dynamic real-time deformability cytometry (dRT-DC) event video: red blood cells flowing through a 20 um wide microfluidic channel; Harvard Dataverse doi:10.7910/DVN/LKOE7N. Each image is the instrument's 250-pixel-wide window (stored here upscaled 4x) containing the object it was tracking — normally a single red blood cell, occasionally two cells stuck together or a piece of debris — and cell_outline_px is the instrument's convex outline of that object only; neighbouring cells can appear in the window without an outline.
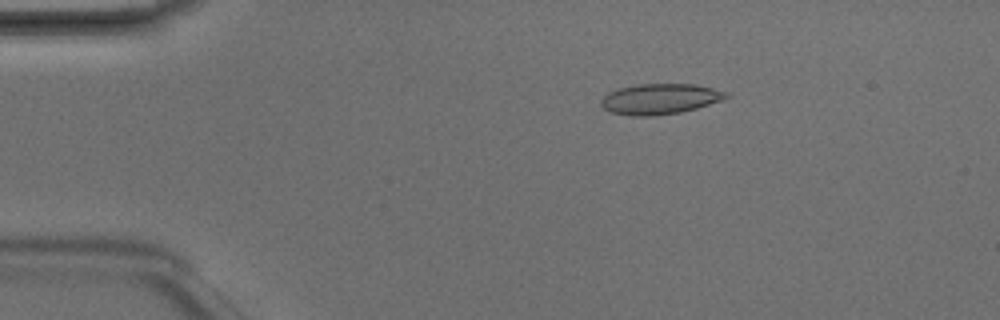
{"species": "Egyptian fruit bat (a non-hibernating species)", "species_latin": "Rousettus aegyptiacus", "temperature_condition": "room temperature", "stored_images_in_passage": 5, "camera_frame_rate_fps": 3000, "um_per_image_px": 0.085, "animal": {"sex": "male"}, "frame": {"image": 1, "passage_image": 2, "time_ms": 0.333, "image_size_px": [1000, 320], "cell_outline_px": [[732, 96], [696, 108], [680, 112], [652, 116], [632, 116], [608, 112], [600, 104], [600, 100], [608, 92], [620, 88], [636, 84], [692, 84], [712, 88], [728, 92]], "centroid_in_image_um": [56.06, 8.41], "position_along_channel_um": 28.9, "area_um2": 22.25}}
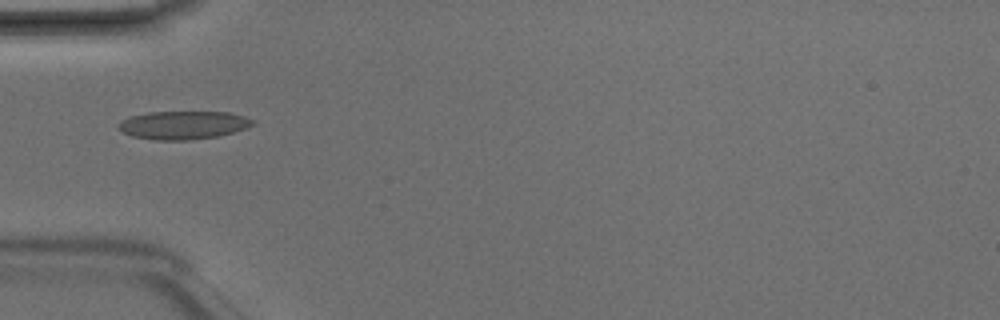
{"frame": {"image": 2, "passage_image": 4, "time_ms": 1.0, "image_size_px": [1000, 320], "cell_outline_px": [[256, 124], [248, 128], [216, 136], [188, 140], [156, 140], [132, 136], [120, 132], [116, 128], [116, 124], [120, 120], [128, 116], [148, 112], [228, 112], [244, 116], [256, 120]], "centroid_in_image_um": [15.53, 10.62], "position_along_channel_um": 69.5, "area_um2": 22.43}}